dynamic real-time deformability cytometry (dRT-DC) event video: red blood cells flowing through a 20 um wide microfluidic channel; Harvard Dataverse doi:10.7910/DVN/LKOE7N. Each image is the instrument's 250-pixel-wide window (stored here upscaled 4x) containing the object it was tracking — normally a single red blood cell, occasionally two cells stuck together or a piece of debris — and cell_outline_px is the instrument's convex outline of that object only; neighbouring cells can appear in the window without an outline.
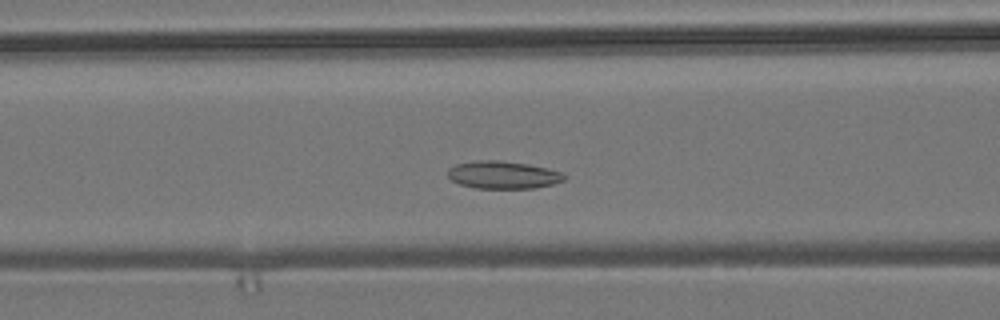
{"species": "common noctule bat (a hibernating species)", "species_latin": "Nyctalus noctula", "temperature_condition": "room temperature", "stored_images_in_passage": 49, "camera_frame_rate_fps": 3000, "um_per_image_px": 0.085, "animal": {"sex": "male", "body_mass_g": 19.2, "forearm_length_mm": 51.8}, "frame": {"image": 1, "passage_image": 16, "time_ms": 5.0, "image_size_px": [1000, 320], "cell_outline_px": [[568, 176], [564, 180], [552, 184], [536, 188], [476, 188], [460, 184], [452, 180], [448, 176], [448, 168], [456, 164], [476, 160], [500, 160], [528, 164], [548, 168], [560, 172]], "centroid_in_image_um": [42.77, 14.86], "position_along_channel_um": 123.8, "area_um2": 18.79}}
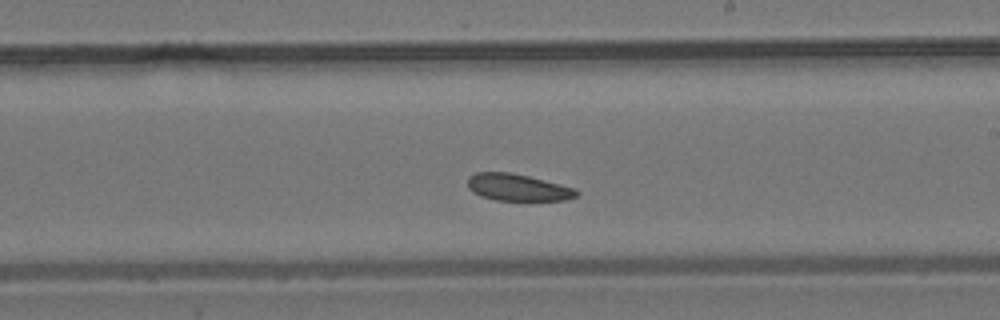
{"frame": {"image": 2, "passage_image": 26, "time_ms": 8.333, "image_size_px": [1000, 320], "cell_outline_px": [[580, 192], [576, 196], [568, 200], [496, 200], [480, 196], [472, 192], [468, 188], [468, 176], [476, 172], [508, 172], [528, 176], [576, 188]], "centroid_in_image_um": [44.0, 15.93], "position_along_channel_um": 245.0, "area_um2": 17.11}}
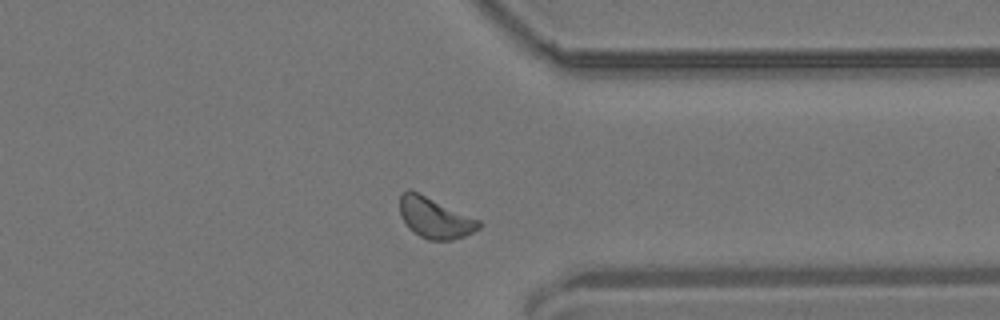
{"frame": {"image": 3, "passage_image": 37, "time_ms": 12.0, "image_size_px": [1000, 320], "cell_outline_px": [[484, 224], [480, 228], [464, 236], [452, 240], [428, 240], [420, 236], [408, 228], [400, 216], [400, 196], [408, 188], [480, 220]], "centroid_in_image_um": [36.97, 18.53], "position_along_channel_um": 374.4, "area_um2": 18.67}}